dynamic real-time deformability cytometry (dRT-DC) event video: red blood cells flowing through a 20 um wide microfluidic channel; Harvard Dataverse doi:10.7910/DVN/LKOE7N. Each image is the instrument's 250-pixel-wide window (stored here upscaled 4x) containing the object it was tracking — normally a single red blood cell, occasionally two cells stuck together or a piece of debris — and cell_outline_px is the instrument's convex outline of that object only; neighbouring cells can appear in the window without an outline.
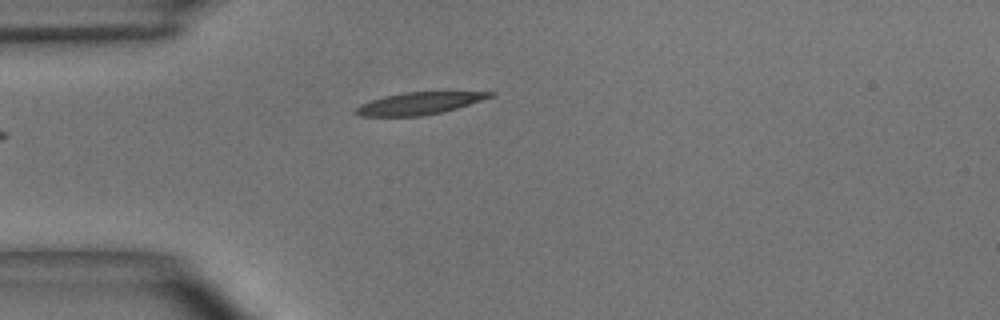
{"species": "common noctule bat (a hibernating species)", "species_latin": "Nyctalus noctula", "temperature_condition": "room temperature", "stored_images_in_passage": 38, "camera_frame_rate_fps": 3000, "um_per_image_px": 0.085, "animal": {"sex": "male", "body_mass_g": 15.6}, "frame": {"image": 1, "passage_image": 1, "time_ms": 0.0, "image_size_px": [1000, 320], "cell_outline_px": [[496, 92], [492, 96], [444, 112], [424, 116], [360, 116], [352, 112], [360, 104], [384, 96], [404, 92], [448, 88]], "centroid_in_image_um": [35.74, 8.72], "position_along_channel_um": 49.3, "area_um2": 18.5}}
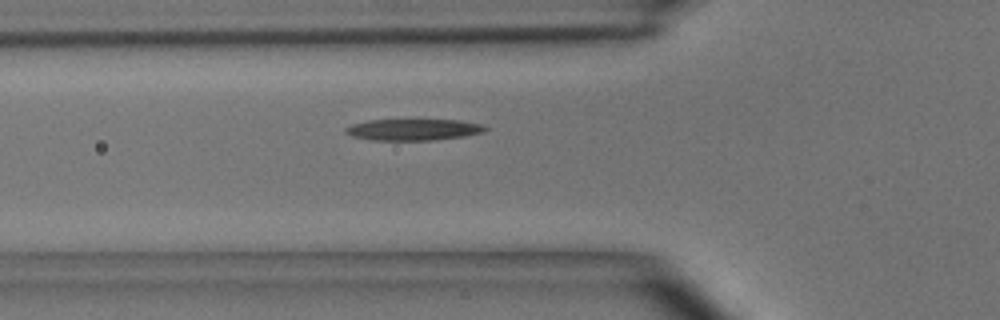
{"frame": {"image": 2, "passage_image": 5, "time_ms": 1.333, "image_size_px": [1000, 320], "cell_outline_px": [[488, 128], [484, 132], [464, 136], [432, 140], [372, 140], [352, 136], [344, 132], [344, 128], [352, 124], [368, 120], [460, 120], [484, 124]], "centroid_in_image_um": [35.14, 11.01], "position_along_channel_um": 90.7, "area_um2": 17.46}}
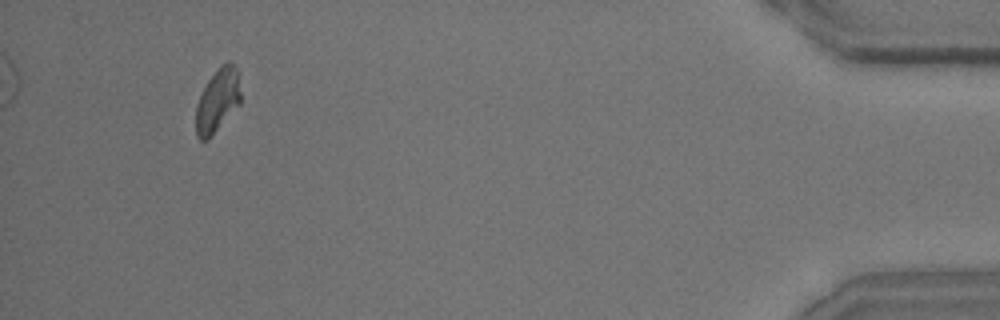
{"frame": {"image": 3, "passage_image": 35, "time_ms": 11.333, "image_size_px": [1000, 320], "cell_outline_px": [[240, 104], [208, 140], [200, 140], [196, 136], [196, 108], [200, 96], [208, 80], [220, 64], [228, 60], [236, 68], [240, 92]], "centroid_in_image_um": [18.49, 8.55], "position_along_channel_um": 416.7, "area_um2": 16.42}, "authors_computed_cell_mechanics": {"area_um2": 17.2822, "velocity_mm_per_s": 3.9479, "shape_relaxation_time_tau1_ms": 4.3354, "shape_relaxation_time_tau2_ms": null, "deformation_change_tau1": 0.1616, "deformation_change_tau2": null}}